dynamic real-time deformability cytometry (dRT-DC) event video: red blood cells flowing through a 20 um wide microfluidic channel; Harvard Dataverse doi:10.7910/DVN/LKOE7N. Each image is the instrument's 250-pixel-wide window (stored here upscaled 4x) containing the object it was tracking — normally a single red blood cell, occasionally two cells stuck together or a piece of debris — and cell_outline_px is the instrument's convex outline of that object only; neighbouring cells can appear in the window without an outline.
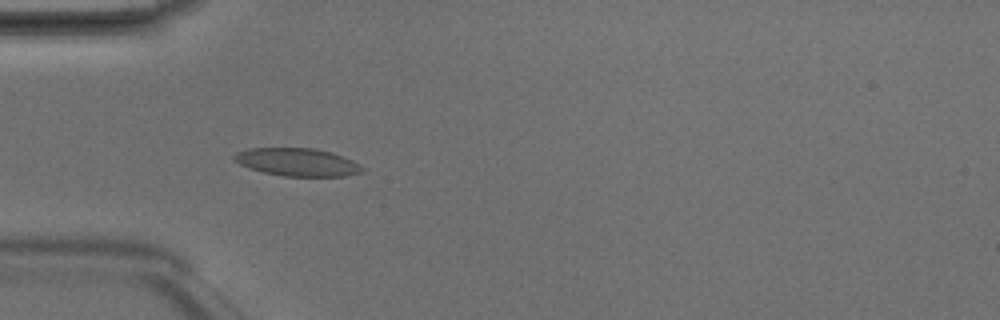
{"species": "Egyptian fruit bat (a non-hibernating species)", "species_latin": "Rousettus aegyptiacus", "temperature_condition": "room temperature", "stored_images_in_passage": 4, "camera_frame_rate_fps": 3000, "um_per_image_px": 0.085, "animal": {"sex": "male"}, "frame": {"image": 1, "passage_image": 3, "time_ms": 0.667, "image_size_px": [1000, 320], "cell_outline_px": [[364, 172], [344, 176], [284, 176], [264, 172], [248, 168], [232, 160], [232, 156], [236, 152], [248, 148], [312, 148], [332, 152], [352, 160], [360, 164], [364, 168]], "centroid_in_image_um": [25.26, 13.78], "position_along_channel_um": 59.7, "area_um2": 20.92}}